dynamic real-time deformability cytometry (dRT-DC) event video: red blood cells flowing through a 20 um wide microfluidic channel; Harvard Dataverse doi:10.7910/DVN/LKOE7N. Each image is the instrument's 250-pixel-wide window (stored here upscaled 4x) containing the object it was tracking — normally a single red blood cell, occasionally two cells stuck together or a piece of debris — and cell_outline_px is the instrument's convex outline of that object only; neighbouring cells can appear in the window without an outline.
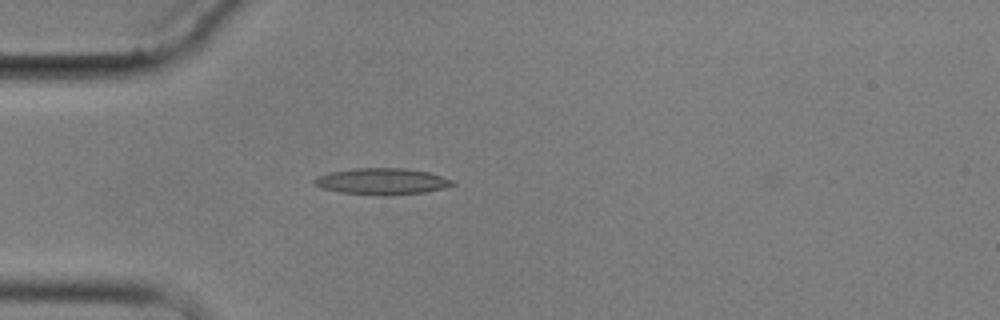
{"species": "common noctule bat (a hibernating species)", "species_latin": "Nyctalus noctula", "temperature_condition": "cold", "stored_images_in_passage": 4, "camera_frame_rate_fps": 3000, "um_per_image_px": 0.085, "animal": {"sex": "male", "body_mass_g": 17.9}, "frame": {"image": 1, "passage_image": 4, "time_ms": 4.667, "image_size_px": [1000, 320], "cell_outline_px": [[456, 184], [444, 188], [424, 192], [384, 196], [340, 192], [324, 188], [316, 184], [312, 180], [328, 172], [356, 168], [404, 168], [428, 172], [452, 180]], "centroid_in_image_um": [32.48, 15.42], "position_along_channel_um": 52.5, "area_um2": 21.04}}